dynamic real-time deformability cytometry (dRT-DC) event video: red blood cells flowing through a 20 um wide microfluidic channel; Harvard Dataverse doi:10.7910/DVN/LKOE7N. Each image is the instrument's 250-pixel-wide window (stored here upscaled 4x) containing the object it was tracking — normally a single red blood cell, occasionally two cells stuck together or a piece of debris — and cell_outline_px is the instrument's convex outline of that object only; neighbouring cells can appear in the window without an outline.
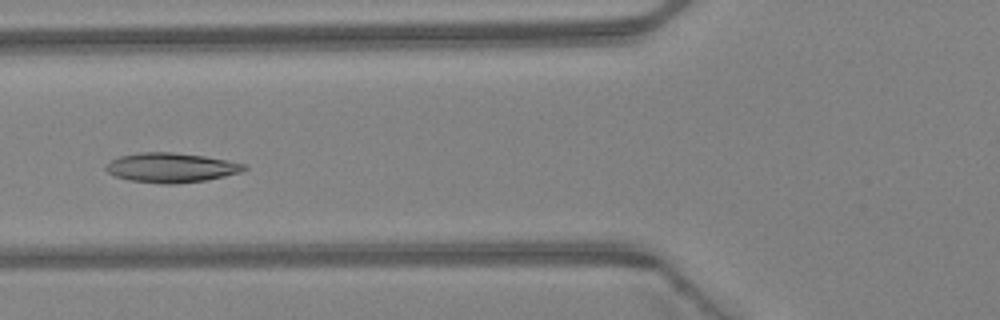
{"species": "Egyptian fruit bat (a non-hibernating species)", "species_latin": "Rousettus aegyptiacus", "temperature_condition": "warm", "stored_images_in_passage": 6, "camera_frame_rate_fps": 3000, "um_per_image_px": 0.085, "animal": {"sex": "female"}, "frame": {"image": 1, "passage_image": 6, "time_ms": 1.667, "image_size_px": [1000, 320], "cell_outline_px": [[248, 168], [240, 172], [224, 176], [204, 180], [172, 184], [164, 184], [128, 180], [116, 176], [108, 172], [104, 168], [112, 160], [120, 156], [140, 152], [172, 152], [204, 156], [244, 164]], "centroid_in_image_um": [14.52, 14.25], "position_along_channel_um": 111.3, "area_um2": 23.47}}